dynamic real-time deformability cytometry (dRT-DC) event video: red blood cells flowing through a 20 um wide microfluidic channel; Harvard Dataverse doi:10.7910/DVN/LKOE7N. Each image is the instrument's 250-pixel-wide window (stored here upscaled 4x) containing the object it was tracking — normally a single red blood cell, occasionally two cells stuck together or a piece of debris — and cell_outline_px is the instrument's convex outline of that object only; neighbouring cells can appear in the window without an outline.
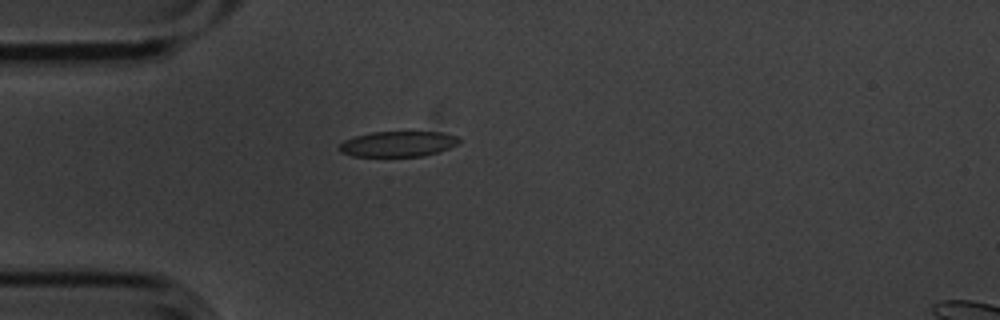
{"species": "common noctule bat (a hibernating species)", "species_latin": "Nyctalus noctula", "temperature_condition": "cold", "stored_images_in_passage": 4, "camera_frame_rate_fps": 3000, "um_per_image_px": 0.085, "animal": {"sex": "male", "body_mass_g": 20.1, "forearm_length_mm": 53.5}, "frame": {"image": 1, "passage_image": 3, "time_ms": 0.667, "image_size_px": [1000, 320], "cell_outline_px": [[460, 144], [424, 156], [352, 156], [340, 152], [336, 148], [344, 140], [356, 136], [372, 132], [440, 132], [456, 136], [460, 140]], "centroid_in_image_um": [33.8, 12.24], "position_along_channel_um": 51.2, "area_um2": 17.74}}